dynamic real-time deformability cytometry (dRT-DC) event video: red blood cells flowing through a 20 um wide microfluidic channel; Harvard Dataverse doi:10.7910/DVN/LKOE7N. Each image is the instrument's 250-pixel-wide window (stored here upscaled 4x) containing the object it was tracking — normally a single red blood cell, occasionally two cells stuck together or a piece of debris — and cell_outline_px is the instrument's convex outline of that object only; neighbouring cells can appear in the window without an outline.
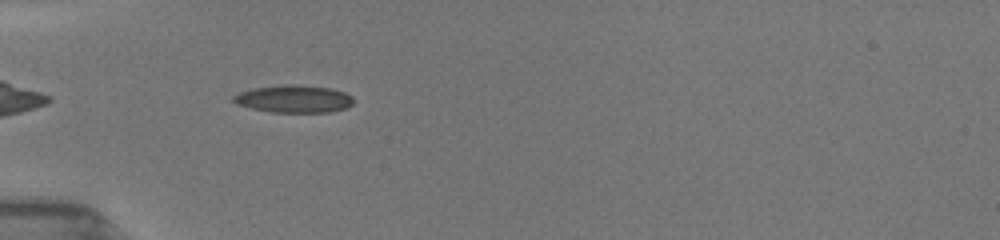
{"species": "common noctule bat (a hibernating species)", "species_latin": "Nyctalus noctula", "temperature_condition": "room temperature", "stored_images_in_passage": 33, "camera_frame_rate_fps": 3000, "um_per_image_px": 0.085, "animal": {"sex": "female", "body_mass_g": 19.5, "forearm_length_mm": 54.1}, "frame": {"image": 1, "passage_image": 3, "time_ms": 0.667, "image_size_px": [1000, 240], "cell_outline_px": [[352, 104], [344, 108], [328, 112], [272, 112], [252, 108], [236, 104], [232, 100], [232, 96], [240, 92], [252, 88], [288, 84], [292, 84], [328, 88], [344, 92], [352, 96]], "centroid_in_image_um": [24.93, 8.4], "position_along_channel_um": 60.1, "area_um2": 19.02}}
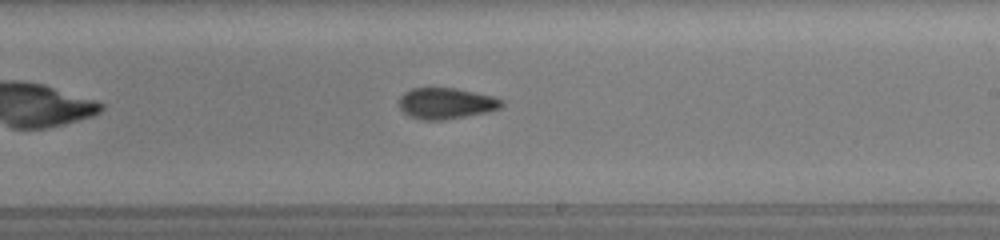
{"frame": {"image": 2, "passage_image": 16, "time_ms": 5.667, "image_size_px": [1000, 240], "cell_outline_px": [[504, 104], [500, 108], [488, 112], [444, 120], [424, 120], [412, 116], [404, 112], [400, 108], [400, 96], [404, 92], [412, 88], [456, 88], [492, 96], [504, 100]], "centroid_in_image_um": [37.94, 8.78], "position_along_channel_um": 251.1, "area_um2": 18.5}}
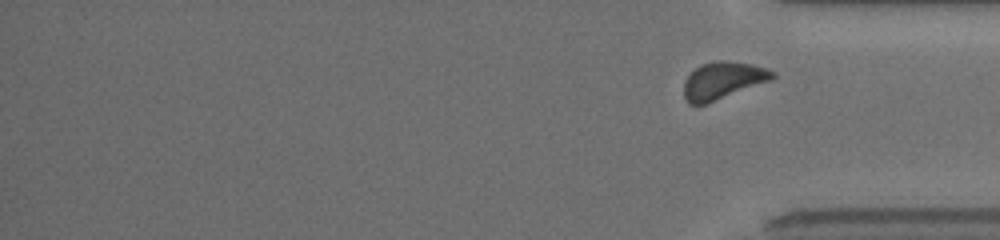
{"frame": {"image": 3, "passage_image": 33, "time_ms": 13.0, "image_size_px": [1000, 240], "cell_outline_px": [[776, 76], [772, 80], [708, 104], [688, 104], [684, 96], [684, 84], [688, 76], [700, 64], [712, 60], [724, 60], [752, 64], [776, 72]], "centroid_in_image_um": [61.46, 6.84], "position_along_channel_um": 373.7, "area_um2": 19.42}, "authors_computed_cell_mechanics": {"area_um2": 18.496, "velocity_mm_per_s": 3.9729, "shape_relaxation_time_tau1_ms": 7.5632, "shape_relaxation_time_tau2_ms": 2.7556, "deformation_change_tau1": 0.1972, "deformation_change_tau2": 0.0904}}